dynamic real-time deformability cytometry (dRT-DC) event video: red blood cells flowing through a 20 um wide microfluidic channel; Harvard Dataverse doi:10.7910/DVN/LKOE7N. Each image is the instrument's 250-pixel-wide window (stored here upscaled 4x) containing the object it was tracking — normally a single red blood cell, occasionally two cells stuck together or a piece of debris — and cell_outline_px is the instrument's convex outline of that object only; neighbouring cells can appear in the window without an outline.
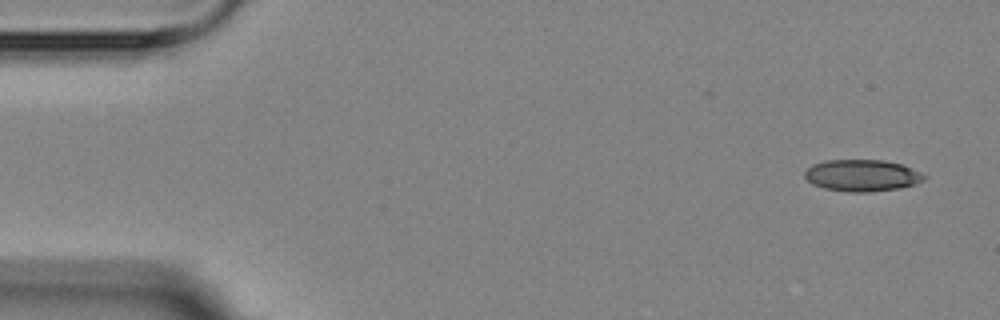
{"species": "Egyptian fruit bat (a non-hibernating species)", "species_latin": "Rousettus aegyptiacus", "temperature_condition": "room temperature", "stored_images_in_passage": 16, "camera_frame_rate_fps": 3000, "um_per_image_px": 0.085, "animal": {"sex": "female"}, "frame": {"image": 1, "passage_image": 1, "time_ms": 0.0, "image_size_px": [1000, 320], "cell_outline_px": [[928, 176], [924, 180], [916, 184], [900, 188], [868, 192], [848, 192], [824, 188], [812, 184], [804, 176], [804, 172], [812, 164], [824, 160], [884, 160], [904, 164]], "centroid_in_image_um": [73.29, 14.91], "position_along_channel_um": 11.7, "area_um2": 22.31}}
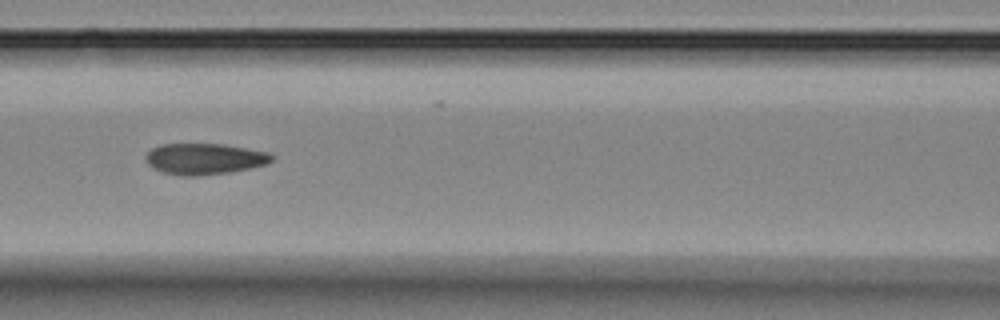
{"frame": {"image": 2, "passage_image": 7, "time_ms": 7.0, "image_size_px": [1000, 320], "cell_outline_px": [[276, 156], [268, 164], [228, 172], [196, 176], [180, 176], [164, 172], [152, 168], [148, 164], [144, 156], [152, 148], [164, 144], [224, 144], [268, 152]], "centroid_in_image_um": [17.38, 13.5], "position_along_channel_um": 149.2, "area_um2": 22.83}}
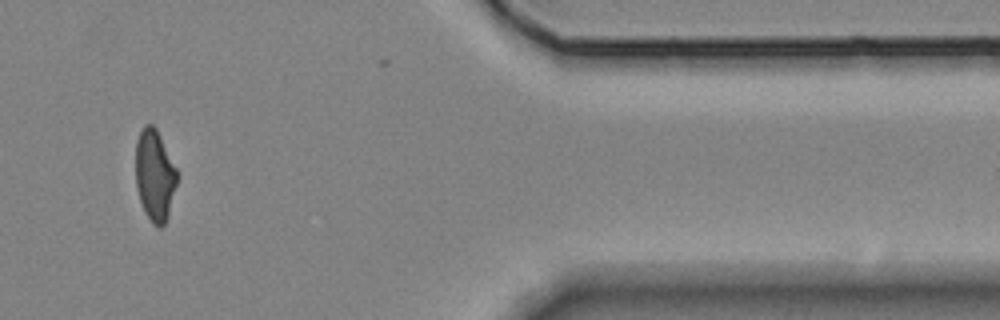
{"frame": {"image": 3, "passage_image": 14, "time_ms": 15.0, "image_size_px": [1000, 320], "cell_outline_px": [[176, 184], [168, 216], [164, 224], [160, 228], [152, 224], [144, 212], [136, 188], [136, 140], [140, 128], [144, 124], [152, 124], [156, 128], [176, 168]], "centroid_in_image_um": [13.12, 14.89], "position_along_channel_um": 398.3, "area_um2": 21.96}, "authors_computed_cell_mechanics": {"area_um2": 22.5709, "velocity_mm_per_s": 3.5457, "shape_relaxation_time_tau1_ms": 6.8594, "shape_relaxation_time_tau2_ms": 1.6237, "deformation_change_tau1": 0.163, "deformation_change_tau2": 0.0684}}